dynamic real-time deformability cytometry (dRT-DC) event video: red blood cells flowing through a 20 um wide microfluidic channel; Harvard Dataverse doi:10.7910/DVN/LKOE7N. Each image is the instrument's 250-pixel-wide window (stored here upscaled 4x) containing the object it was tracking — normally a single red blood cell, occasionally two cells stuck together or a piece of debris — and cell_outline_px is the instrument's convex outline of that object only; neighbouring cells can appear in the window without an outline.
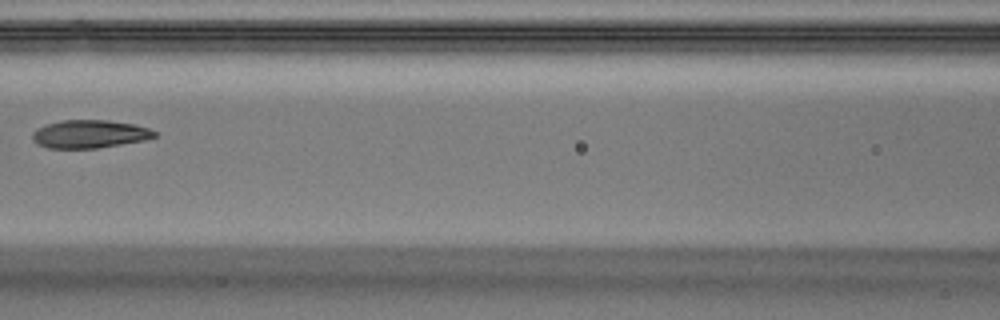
{"species": "Egyptian fruit bat (a non-hibernating species)", "species_latin": "Rousettus aegyptiacus", "temperature_condition": "warm", "stored_images_in_passage": 5, "camera_frame_rate_fps": 3000, "um_per_image_px": 0.085, "animal": {"sex": "male"}, "frame": {"image": 1, "passage_image": 5, "time_ms": 1.333, "image_size_px": [1000, 320], "cell_outline_px": [[156, 136], [144, 140], [96, 148], [48, 148], [36, 144], [32, 140], [32, 132], [36, 128], [48, 124], [64, 120], [108, 120], [132, 124], [148, 128], [156, 132]], "centroid_in_image_um": [7.57, 11.39], "position_along_channel_um": 159.0, "area_um2": 19.83}}